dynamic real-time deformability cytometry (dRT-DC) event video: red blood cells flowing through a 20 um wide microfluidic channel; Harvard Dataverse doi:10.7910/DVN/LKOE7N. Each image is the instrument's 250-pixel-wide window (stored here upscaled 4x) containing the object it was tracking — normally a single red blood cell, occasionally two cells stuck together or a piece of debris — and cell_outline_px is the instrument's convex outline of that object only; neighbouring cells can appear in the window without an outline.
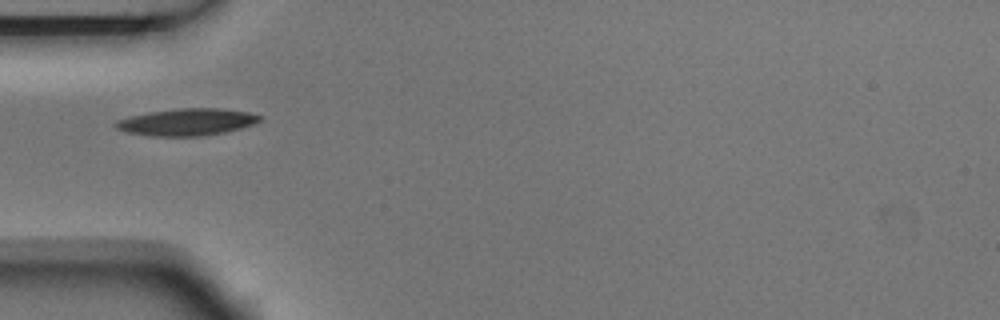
{"species": "Egyptian fruit bat (a non-hibernating species)", "species_latin": "Rousettus aegyptiacus", "temperature_condition": "room temperature", "stored_images_in_passage": 3, "camera_frame_rate_fps": 3000, "um_per_image_px": 0.085, "animal": {"sex": "male"}, "frame": {"image": 1, "passage_image": 1, "time_ms": 0.0, "image_size_px": [1000, 320], "cell_outline_px": [[264, 120], [240, 128], [224, 132], [204, 136], [152, 136], [124, 132], [116, 128], [112, 124], [116, 120], [132, 116], [152, 112], [180, 108], [216, 108], [248, 112], [264, 116]], "centroid_in_image_um": [15.9, 10.38], "position_along_channel_um": 69.1, "area_um2": 22.66}}
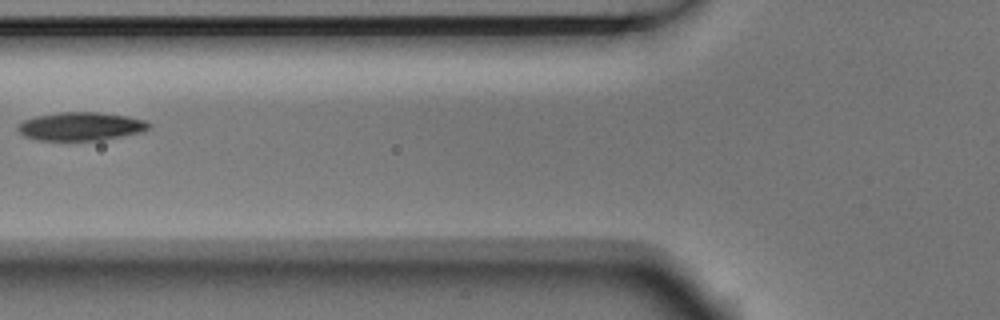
{"frame": {"image": 2, "passage_image": 2, "time_ms": 0.333, "image_size_px": [1000, 320], "cell_outline_px": [[152, 124], [148, 128], [140, 132], [100, 140], [40, 140], [24, 136], [16, 128], [24, 120], [36, 116], [60, 112], [96, 112], [128, 116], [144, 120]], "centroid_in_image_um": [6.86, 10.73], "position_along_channel_um": 118.9, "area_um2": 21.39}}
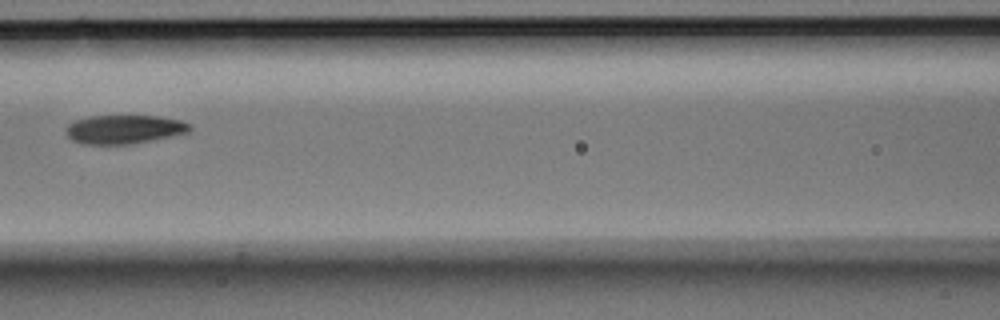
{"frame": {"image": 3, "passage_image": 3, "time_ms": 0.667, "image_size_px": [1000, 320], "cell_outline_px": [[192, 128], [188, 132], [172, 136], [152, 140], [128, 144], [84, 144], [72, 140], [64, 132], [64, 128], [68, 124], [76, 120], [92, 116], [160, 116], [180, 120], [192, 124]], "centroid_in_image_um": [10.55, 10.99], "position_along_channel_um": 156.0, "area_um2": 20.81}}